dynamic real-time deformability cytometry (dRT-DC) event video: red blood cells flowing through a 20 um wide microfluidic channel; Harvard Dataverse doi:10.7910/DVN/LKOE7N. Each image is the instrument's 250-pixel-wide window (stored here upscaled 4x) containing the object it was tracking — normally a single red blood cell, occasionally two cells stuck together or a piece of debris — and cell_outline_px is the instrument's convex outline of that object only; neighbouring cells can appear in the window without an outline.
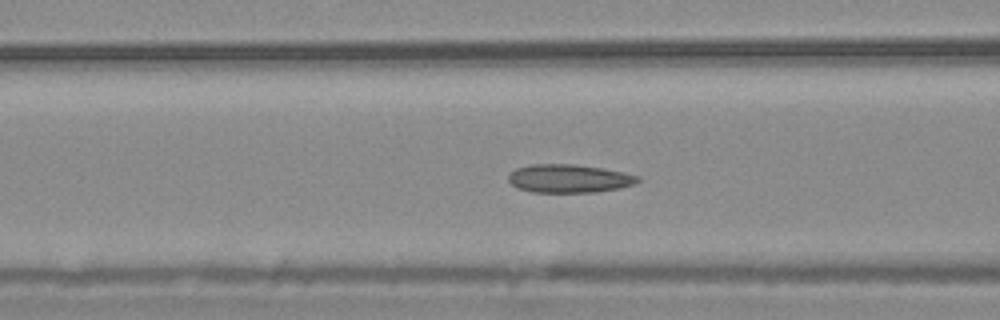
{"species": "common noctule bat (a hibernating species)", "species_latin": "Nyctalus noctula", "temperature_condition": "warm", "stored_images_in_passage": 55, "camera_frame_rate_fps": 3000, "um_per_image_px": 0.085, "animal": {"sex": "male", "body_mass_g": 20.4}, "frame": {"image": 1, "passage_image": 22, "time_ms": 7.0, "image_size_px": [1000, 320], "cell_outline_px": [[640, 180], [632, 184], [620, 188], [596, 192], [532, 192], [520, 188], [512, 184], [508, 180], [508, 176], [516, 168], [532, 164], [576, 164], [624, 172], [640, 176]], "centroid_in_image_um": [48.38, 15.17], "position_along_channel_um": 118.2, "area_um2": 21.21}}
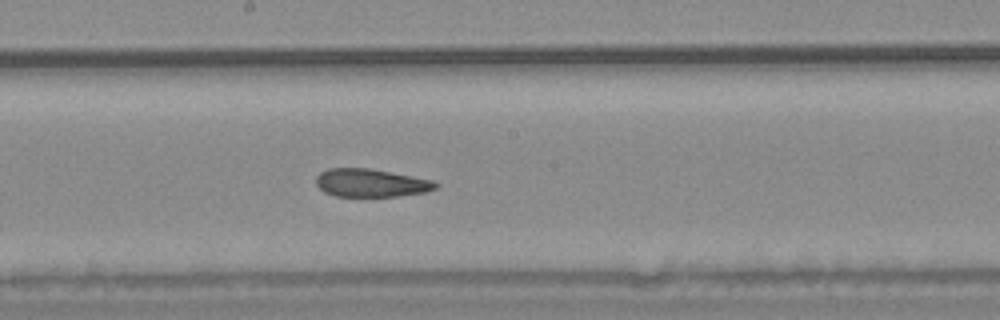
{"frame": {"image": 2, "passage_image": 30, "time_ms": 9.667, "image_size_px": [1000, 320], "cell_outline_px": [[440, 184], [436, 188], [424, 192], [396, 196], [336, 196], [324, 192], [316, 184], [316, 176], [320, 172], [328, 168], [368, 168], [432, 180]], "centroid_in_image_um": [31.49, 15.54], "position_along_channel_um": 216.7, "area_um2": 19.36}}
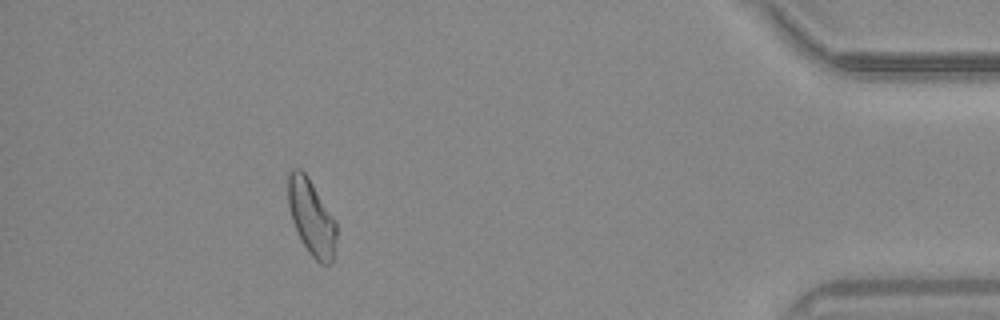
{"frame": {"image": 3, "passage_image": 50, "time_ms": 16.333, "image_size_px": [1000, 320], "cell_outline_px": [[336, 236], [332, 264], [320, 264], [308, 252], [300, 240], [292, 220], [288, 204], [288, 172], [292, 168], [300, 168], [308, 176], [336, 220]], "centroid_in_image_um": [26.47, 18.46], "position_along_channel_um": 408.7, "area_um2": 21.5}, "authors_computed_cell_mechanics": {"area_um2": 21.5016, "velocity_mm_per_s": 3.6918, "shape_relaxation_time_tau1_ms": null, "shape_relaxation_time_tau2_ms": 2.909, "deformation_change_tau1": null, "deformation_change_tau2": 0.0967}}